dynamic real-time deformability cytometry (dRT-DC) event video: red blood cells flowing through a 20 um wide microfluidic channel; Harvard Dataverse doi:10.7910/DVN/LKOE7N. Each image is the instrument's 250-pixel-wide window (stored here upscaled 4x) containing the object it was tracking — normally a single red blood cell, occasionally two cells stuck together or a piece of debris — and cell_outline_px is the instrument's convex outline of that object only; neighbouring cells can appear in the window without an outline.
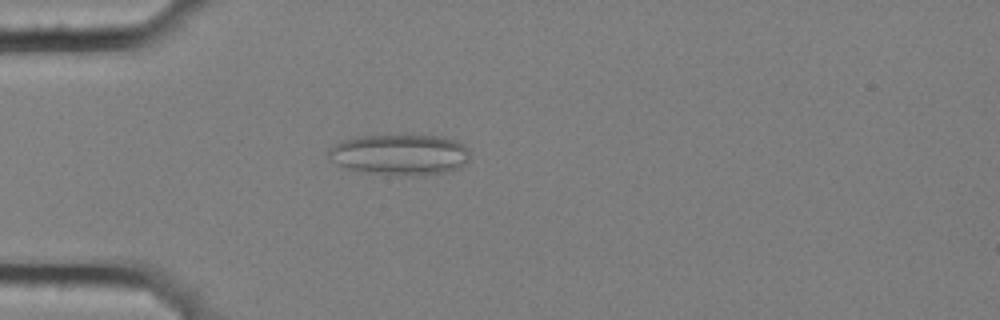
{"species": "common noctule bat (a hibernating species)", "species_latin": "Nyctalus noctula", "temperature_condition": "cold", "stored_images_in_passage": 3, "camera_frame_rate_fps": 3000, "um_per_image_px": 0.085, "animal": {"sex": "female", "body_mass_g": 25.1}, "frame": {"image": 1, "passage_image": 3, "time_ms": 0.667, "image_size_px": [1000, 320], "cell_outline_px": [[468, 160], [460, 168], [444, 172], [424, 176], [412, 176], [364, 172], [348, 168], [340, 164], [328, 152], [328, 148], [344, 140], [356, 136], [444, 136], [456, 140], [464, 144], [468, 148]], "centroid_in_image_um": [34.07, 13.14], "position_along_channel_um": 50.9, "area_um2": 33.35}}